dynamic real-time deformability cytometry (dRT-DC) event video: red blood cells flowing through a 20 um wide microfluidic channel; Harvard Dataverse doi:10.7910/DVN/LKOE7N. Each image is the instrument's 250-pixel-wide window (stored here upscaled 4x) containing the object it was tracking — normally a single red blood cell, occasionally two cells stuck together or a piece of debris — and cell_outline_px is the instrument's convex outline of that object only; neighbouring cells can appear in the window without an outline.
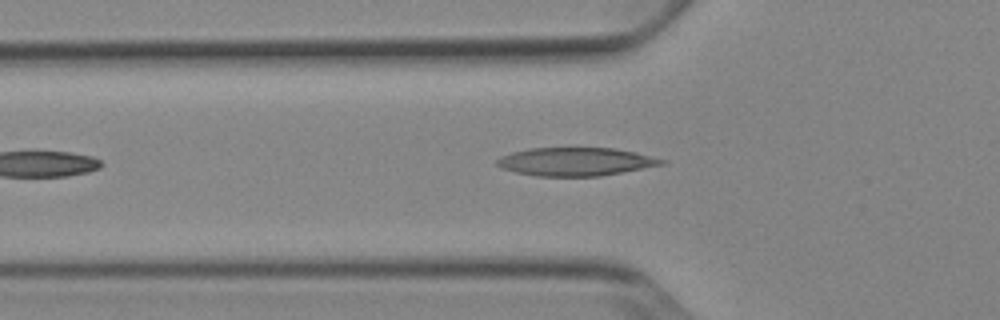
{"species": "Egyptian fruit bat (a non-hibernating species)", "species_latin": "Rousettus aegyptiacus", "temperature_condition": "cold", "stored_images_in_passage": 37, "camera_frame_rate_fps": 3000, "um_per_image_px": 0.085, "animal": {"sex": "female"}, "frame": {"image": 1, "passage_image": 5, "time_ms": 1.333, "image_size_px": [1000, 320], "cell_outline_px": [[668, 160], [664, 164], [600, 176], [536, 176], [516, 172], [504, 168], [496, 164], [496, 160], [500, 156], [512, 152], [528, 148], [612, 148], [636, 152]], "centroid_in_image_um": [48.93, 13.73], "position_along_channel_um": 76.9, "area_um2": 26.99}}
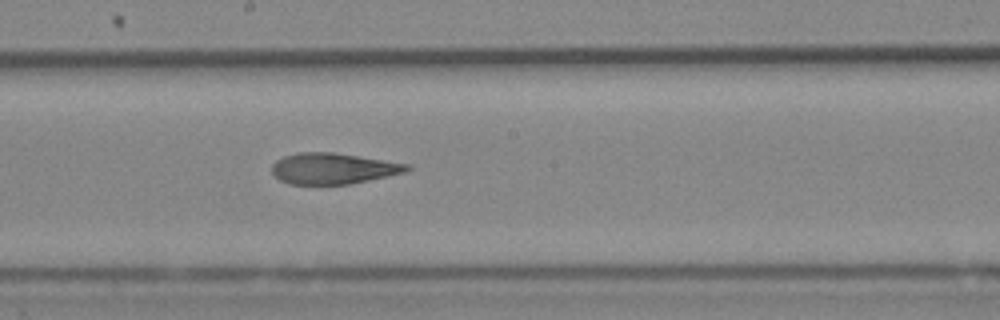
{"frame": {"image": 2, "passage_image": 16, "time_ms": 5.0, "image_size_px": [1000, 320], "cell_outline_px": [[412, 168], [404, 172], [388, 176], [348, 184], [288, 184], [280, 180], [272, 172], [272, 164], [276, 160], [284, 156], [300, 152], [332, 152], [412, 164]], "centroid_in_image_um": [28.32, 14.32], "position_along_channel_um": 219.9, "area_um2": 24.33}}
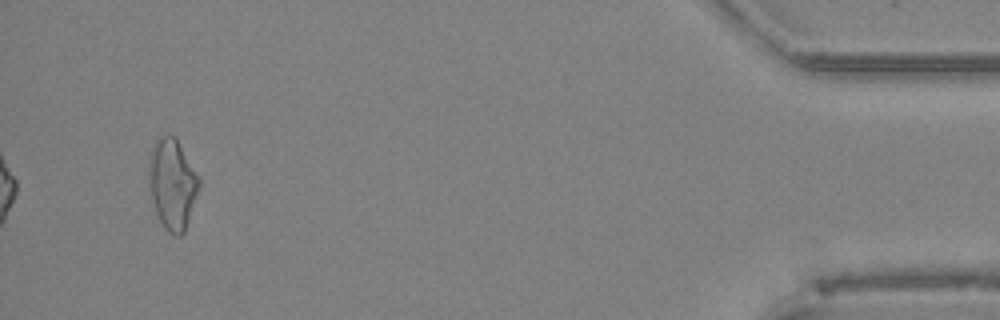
{"frame": {"image": 3, "passage_image": 37, "time_ms": 12.0, "image_size_px": [1000, 320], "cell_outline_px": [[200, 184], [184, 232], [180, 236], [176, 236], [168, 232], [164, 228], [156, 212], [152, 200], [148, 176], [148, 160], [152, 144], [160, 136], [176, 136], [200, 176]], "centroid_in_image_um": [14.64, 15.59], "position_along_channel_um": 420.6, "area_um2": 26.65}, "authors_computed_cell_mechanics": {"area_um2": 25.0852, "velocity_mm_per_s": 3.9001, "shape_relaxation_time_tau1_ms": null, "shape_relaxation_time_tau2_ms": 2.9657, "deformation_change_tau1": null, "deformation_change_tau2": 0.1189}}